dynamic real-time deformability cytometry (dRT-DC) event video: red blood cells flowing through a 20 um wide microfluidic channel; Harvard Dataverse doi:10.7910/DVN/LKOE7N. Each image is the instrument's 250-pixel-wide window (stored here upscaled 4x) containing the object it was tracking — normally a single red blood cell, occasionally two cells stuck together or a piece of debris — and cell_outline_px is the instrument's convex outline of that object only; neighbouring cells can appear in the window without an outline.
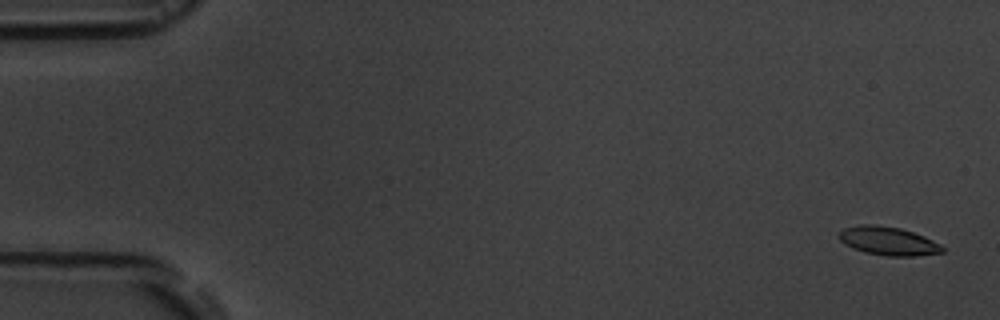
{"species": "common noctule bat (a hibernating species)", "species_latin": "Nyctalus noctula", "temperature_condition": "room temperature", "stored_images_in_passage": 5, "camera_frame_rate_fps": 3000, "um_per_image_px": 0.085, "animal": {"sex": "male", "body_mass_g": 19.5, "forearm_length_mm": 54.6}, "frame": {"image": 1, "passage_image": 1, "time_ms": 0.0, "image_size_px": [1000, 320], "cell_outline_px": [[944, 252], [916, 256], [888, 256], [864, 252], [852, 248], [844, 244], [840, 240], [840, 232], [844, 228], [860, 224], [876, 224], [900, 228], [924, 236], [940, 244], [944, 248]], "centroid_in_image_um": [75.5, 20.48], "position_along_channel_um": 9.5, "area_um2": 17.17}}
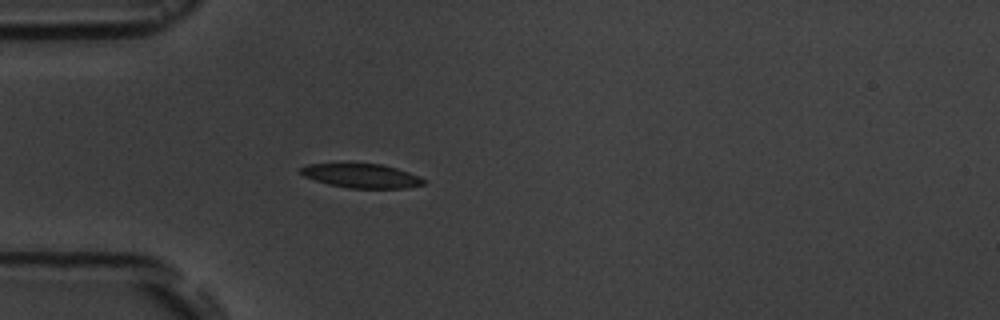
{"frame": {"image": 2, "passage_image": 5, "time_ms": 5.0, "image_size_px": [1000, 320], "cell_outline_px": [[424, 184], [408, 188], [348, 188], [328, 184], [304, 176], [300, 172], [300, 168], [308, 164], [380, 164], [396, 168], [420, 176], [424, 180]], "centroid_in_image_um": [30.75, 14.95], "position_along_channel_um": 54.3, "area_um2": 17.05}}